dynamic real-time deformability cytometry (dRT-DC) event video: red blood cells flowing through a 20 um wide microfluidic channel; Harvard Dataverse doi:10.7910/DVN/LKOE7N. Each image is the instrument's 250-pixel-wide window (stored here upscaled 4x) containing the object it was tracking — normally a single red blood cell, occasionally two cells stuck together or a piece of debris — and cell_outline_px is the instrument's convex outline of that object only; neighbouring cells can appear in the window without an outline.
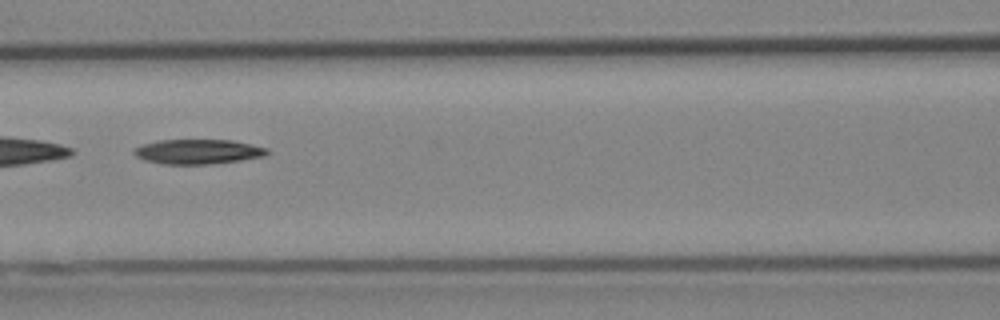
{"species": "Egyptian fruit bat (a non-hibernating species)", "species_latin": "Rousettus aegyptiacus", "temperature_condition": "cold", "stored_images_in_passage": 50, "segment_of_instrument_passage": [2, 2], "camera_frame_rate_fps": 3000, "um_per_image_px": 0.085, "animal": {"sex": "female"}, "frame": {"image": 1, "passage_image": 23, "time_ms": 7.333, "image_size_px": [1000, 320], "cell_outline_px": [[268, 152], [264, 156], [240, 160], [208, 164], [160, 164], [144, 160], [136, 156], [132, 152], [140, 144], [160, 140], [232, 140], [268, 148]], "centroid_in_image_um": [16.78, 12.89], "position_along_channel_um": 149.8, "area_um2": 19.13}}
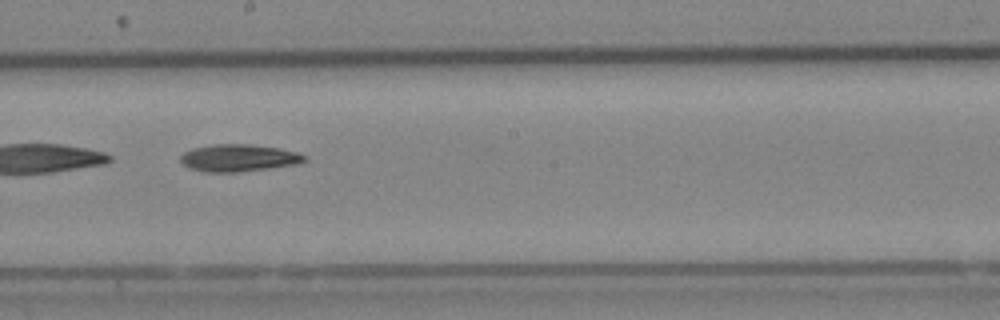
{"frame": {"image": 2, "passage_image": 29, "time_ms": 9.333, "image_size_px": [1000, 320], "cell_outline_px": [[308, 160], [300, 164], [272, 168], [236, 172], [204, 172], [188, 168], [180, 160], [180, 156], [184, 152], [192, 148], [212, 144], [248, 144], [280, 148], [296, 152], [308, 156]], "centroid_in_image_um": [20.32, 13.42], "position_along_channel_um": 227.9, "area_um2": 19.94}}